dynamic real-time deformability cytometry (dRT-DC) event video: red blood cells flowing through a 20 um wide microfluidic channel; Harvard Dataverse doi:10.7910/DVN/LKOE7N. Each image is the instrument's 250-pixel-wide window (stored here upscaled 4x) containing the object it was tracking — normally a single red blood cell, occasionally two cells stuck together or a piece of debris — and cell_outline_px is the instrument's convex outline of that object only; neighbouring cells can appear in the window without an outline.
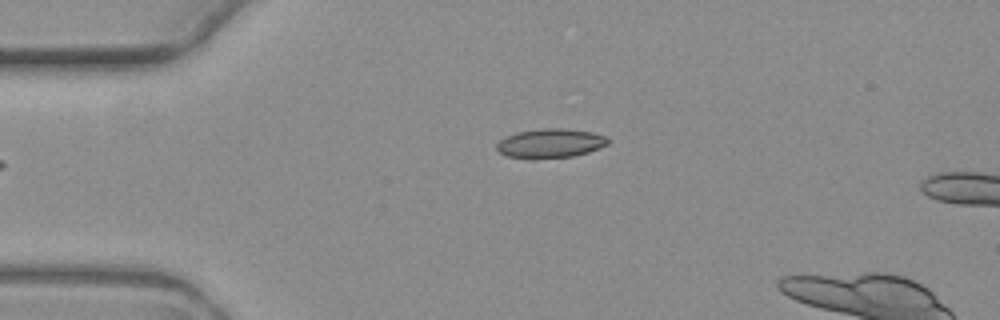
{"species": "common noctule bat (a hibernating species)", "species_latin": "Nyctalus noctula", "temperature_condition": "warm", "stored_images_in_passage": 3, "camera_frame_rate_fps": 3000, "um_per_image_px": 0.085, "animal": {"sex": "female", "body_mass_g": 19.3, "forearm_length_mm": 54.1}, "frame": {"image": 1, "passage_image": 3, "time_ms": 3.333, "image_size_px": [1000, 320], "cell_outline_px": [[608, 144], [600, 148], [588, 152], [572, 156], [532, 160], [528, 160], [504, 156], [496, 148], [496, 144], [500, 140], [516, 132], [540, 128], [564, 128], [592, 132], [604, 136], [608, 140]], "centroid_in_image_um": [46.73, 12.2], "position_along_channel_um": 38.3, "area_um2": 19.25}}